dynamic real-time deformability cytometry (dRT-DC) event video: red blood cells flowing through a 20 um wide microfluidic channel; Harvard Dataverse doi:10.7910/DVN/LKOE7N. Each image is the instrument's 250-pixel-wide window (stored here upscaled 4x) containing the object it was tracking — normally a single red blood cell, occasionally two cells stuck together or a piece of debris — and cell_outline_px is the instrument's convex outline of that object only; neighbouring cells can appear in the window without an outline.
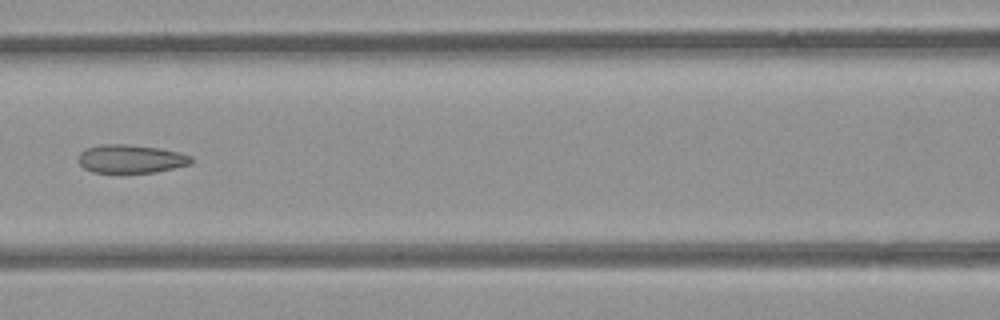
{"species": "common noctule bat (a hibernating species)", "species_latin": "Nyctalus noctula", "temperature_condition": "room temperature", "stored_images_in_passage": 6, "camera_frame_rate_fps": 3000, "um_per_image_px": 0.085, "animal": {"sex": "female", "body_mass_g": 21.9}, "frame": {"image": 1, "passage_image": 6, "time_ms": 6.667, "image_size_px": [1000, 320], "cell_outline_px": [[192, 164], [156, 172], [92, 172], [84, 168], [76, 160], [80, 152], [84, 148], [100, 144], [124, 144], [160, 148], [180, 152], [192, 156]], "centroid_in_image_um": [11.11, 13.49], "position_along_channel_um": 155.5, "area_um2": 18.84}}